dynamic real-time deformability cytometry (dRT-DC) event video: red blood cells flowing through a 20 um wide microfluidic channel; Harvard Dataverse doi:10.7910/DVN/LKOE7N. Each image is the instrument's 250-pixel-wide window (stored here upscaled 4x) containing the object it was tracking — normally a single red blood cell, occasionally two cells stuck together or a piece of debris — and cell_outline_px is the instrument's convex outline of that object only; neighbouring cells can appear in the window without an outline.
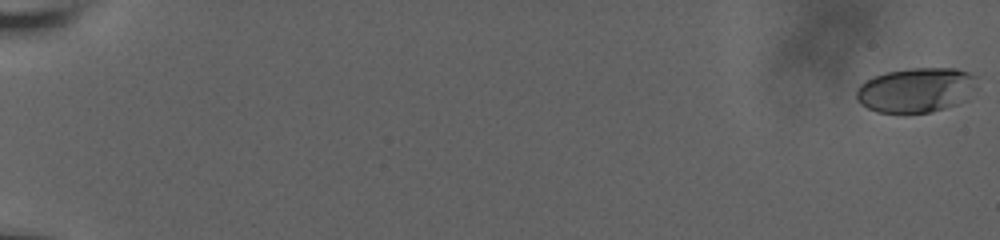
{"species": "human", "species_latin": "Homo sapiens", "temperature_condition": "room temperature", "stored_images_in_passage": 23, "camera_frame_rate_fps": 3000, "um_per_image_px": 0.085, "donor": {"sex": "male"}, "frame": {"image": 1, "passage_image": 1, "time_ms": 0.0, "image_size_px": [1000, 240], "cell_outline_px": [[976, 76], [956, 104], [932, 112], [904, 116], [876, 112], [860, 104], [856, 100], [856, 88], [860, 84], [876, 76], [888, 72], [912, 68], [956, 68], [968, 72]], "centroid_in_image_um": [77.69, 7.7], "position_along_channel_um": 7.3, "area_um2": 31.04}}
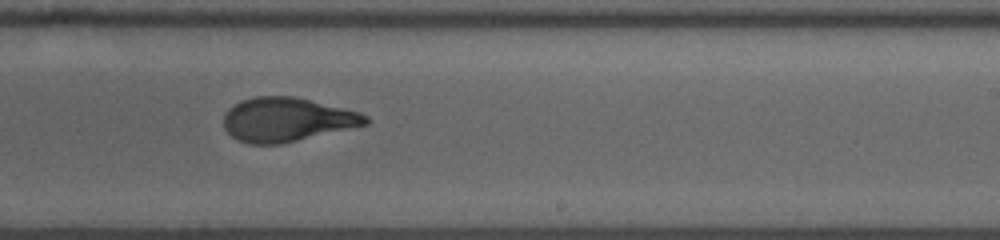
{"frame": {"image": 2, "passage_image": 14, "time_ms": 13.0, "image_size_px": [1000, 240], "cell_outline_px": [[368, 124], [280, 144], [248, 144], [236, 140], [224, 128], [224, 116], [228, 108], [240, 100], [256, 96], [292, 96], [344, 108], [360, 112], [368, 116]], "centroid_in_image_um": [24.35, 10.16], "position_along_channel_um": 264.7, "area_um2": 36.24}}
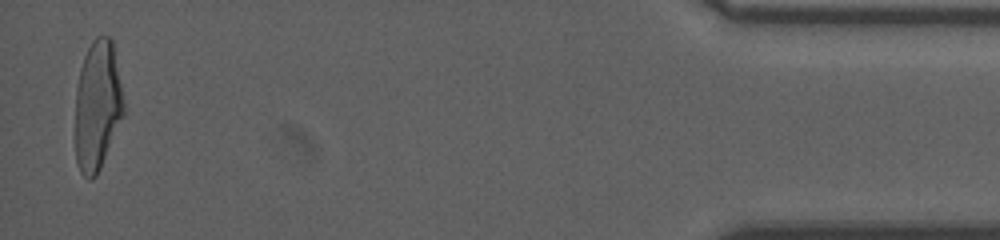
{"frame": {"image": 3, "passage_image": 23, "time_ms": 19.333, "image_size_px": [1000, 240], "cell_outline_px": [[124, 116], [100, 168], [96, 176], [92, 180], [88, 180], [80, 172], [76, 160], [76, 88], [80, 68], [84, 56], [92, 40], [96, 36], [108, 36], [112, 40], [124, 104]], "centroid_in_image_um": [8.28, 9.0], "position_along_channel_um": 426.9, "area_um2": 36.53}, "authors_computed_cell_mechanics": {"area_um2": 36.2406, "velocity_mm_per_s": 3.7634, "shape_relaxation_time_tau1_ms": 3.9913, "shape_relaxation_time_tau2_ms": 0.79, "deformation_change_tau1": 0.1827, "deformation_change_tau2": 0.0702}}